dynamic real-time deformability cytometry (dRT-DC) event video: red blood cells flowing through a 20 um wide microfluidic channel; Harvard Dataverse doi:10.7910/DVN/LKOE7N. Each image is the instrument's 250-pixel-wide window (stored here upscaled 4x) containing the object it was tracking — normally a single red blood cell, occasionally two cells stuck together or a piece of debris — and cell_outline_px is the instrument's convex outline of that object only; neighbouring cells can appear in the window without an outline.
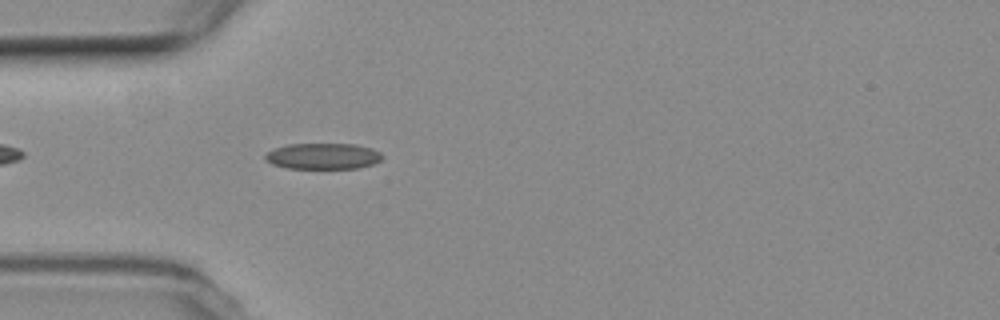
{"species": "common noctule bat (a hibernating species)", "species_latin": "Nyctalus noctula", "temperature_condition": "room temperature", "stored_images_in_passage": 44, "camera_frame_rate_fps": 3000, "um_per_image_px": 0.085, "animal": {"sex": "female", "body_mass_g": 19.3, "forearm_length_mm": 54.1}, "frame": {"image": 1, "passage_image": 5, "time_ms": 1.333, "image_size_px": [1000, 320], "cell_outline_px": [[384, 156], [380, 160], [372, 164], [356, 168], [288, 168], [272, 164], [264, 156], [268, 152], [276, 148], [288, 144], [356, 144], [372, 148], [380, 152]], "centroid_in_image_um": [27.49, 13.26], "position_along_channel_um": 57.5, "area_um2": 17.57}}
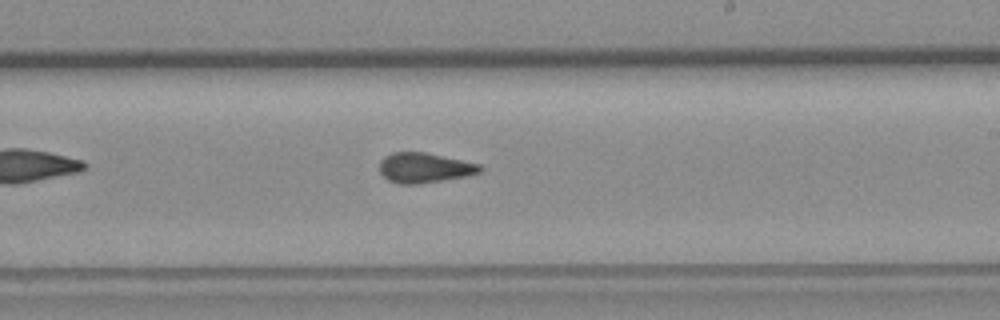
{"frame": {"image": 2, "passage_image": 21, "time_ms": 6.667, "image_size_px": [1000, 320], "cell_outline_px": [[484, 168], [480, 172], [468, 176], [416, 184], [400, 184], [388, 180], [380, 172], [380, 160], [384, 156], [392, 152], [424, 152], [480, 164]], "centroid_in_image_um": [36.07, 14.26], "position_along_channel_um": 252.9, "area_um2": 17.51}}
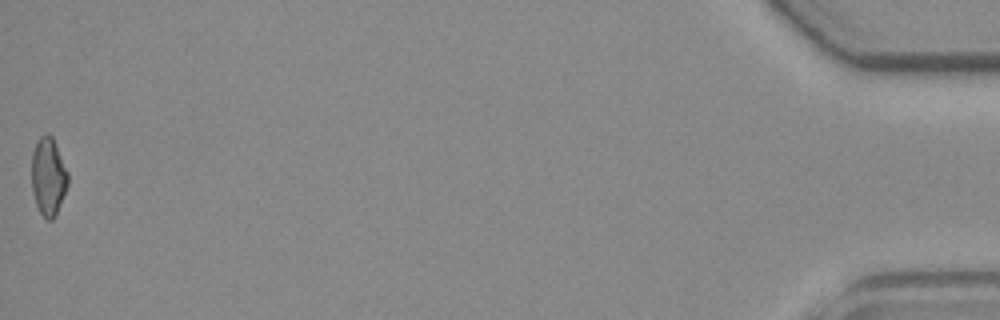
{"frame": {"image": 3, "passage_image": 44, "time_ms": 14.333, "image_size_px": [1000, 320], "cell_outline_px": [[68, 184], [56, 216], [52, 220], [48, 220], [40, 212], [36, 204], [32, 192], [32, 152], [36, 140], [44, 132], [48, 132], [52, 136], [56, 144], [68, 172]], "centroid_in_image_um": [4.1, 14.97], "position_along_channel_um": 431.1, "area_um2": 16.7}, "authors_computed_cell_mechanics": {"area_um2": 17.5134, "velocity_mm_per_s": 3.7179, "shape_relaxation_time_tau1_ms": null, "shape_relaxation_time_tau2_ms": 1.775, "deformation_change_tau1": null, "deformation_change_tau2": 0.0786}}